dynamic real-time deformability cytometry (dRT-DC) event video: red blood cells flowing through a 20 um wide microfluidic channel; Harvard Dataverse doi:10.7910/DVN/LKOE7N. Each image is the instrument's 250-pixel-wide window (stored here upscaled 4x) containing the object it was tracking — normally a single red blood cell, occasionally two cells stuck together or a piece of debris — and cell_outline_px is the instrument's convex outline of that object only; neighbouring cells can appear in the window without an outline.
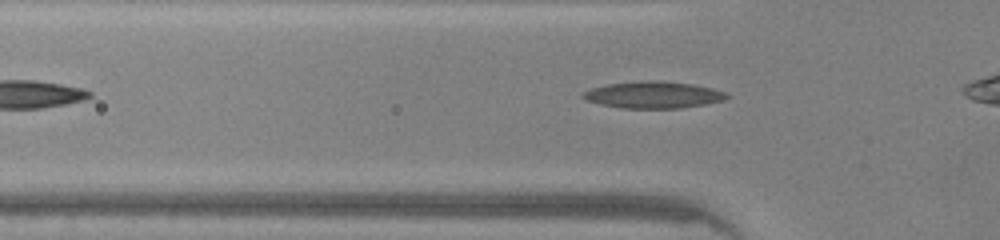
{"species": "common noctule bat (a hibernating species)", "species_latin": "Nyctalus noctula", "temperature_condition": "warm", "stored_images_in_passage": 29, "camera_frame_rate_fps": 3000, "um_per_image_px": 0.085, "animal": {"sex": "male", "body_mass_g": 20.0, "forearm_length_mm": 53.3}, "frame": {"image": 1, "passage_image": 6, "time_ms": 1.667, "image_size_px": [1000, 240], "cell_outline_px": [[732, 96], [724, 100], [704, 104], [680, 108], [624, 108], [600, 104], [588, 100], [580, 96], [580, 92], [592, 88], [608, 84], [640, 80], [660, 80], [692, 84], [712, 88], [724, 92]], "centroid_in_image_um": [55.52, 8.05], "position_along_channel_um": 70.3, "area_um2": 22.48}}
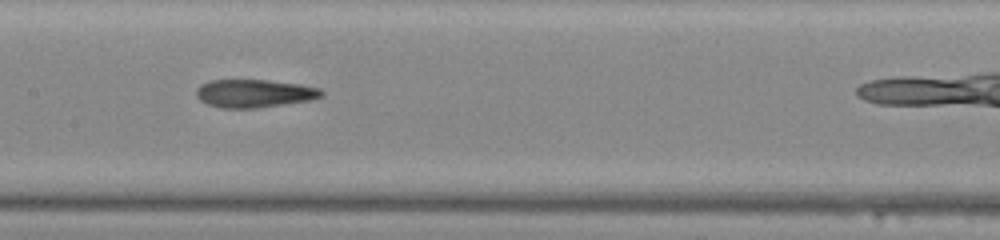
{"frame": {"image": 2, "passage_image": 14, "time_ms": 4.333, "image_size_px": [1000, 240], "cell_outline_px": [[324, 92], [320, 96], [308, 100], [256, 108], [224, 108], [208, 104], [200, 100], [196, 96], [196, 88], [200, 84], [212, 80], [268, 80], [300, 84], [320, 88]], "centroid_in_image_um": [21.57, 7.93], "position_along_channel_um": 185.8, "area_um2": 20.29}}
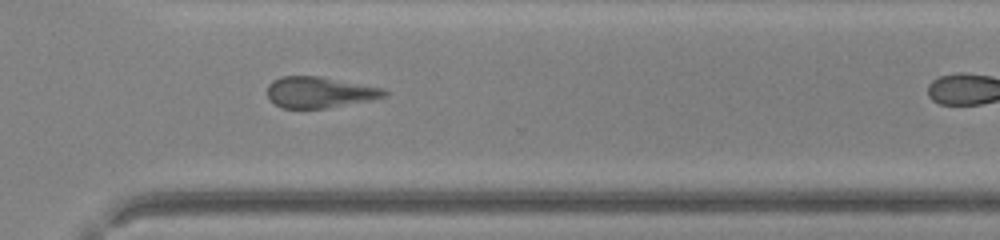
{"frame": {"image": 3, "passage_image": 25, "time_ms": 8.0, "image_size_px": [1000, 240], "cell_outline_px": [[388, 92], [384, 96], [368, 100], [324, 108], [280, 108], [268, 96], [268, 84], [272, 80], [280, 76], [320, 76], [384, 88]], "centroid_in_image_um": [27.12, 7.83], "position_along_channel_um": 343.5, "area_um2": 20.92}}